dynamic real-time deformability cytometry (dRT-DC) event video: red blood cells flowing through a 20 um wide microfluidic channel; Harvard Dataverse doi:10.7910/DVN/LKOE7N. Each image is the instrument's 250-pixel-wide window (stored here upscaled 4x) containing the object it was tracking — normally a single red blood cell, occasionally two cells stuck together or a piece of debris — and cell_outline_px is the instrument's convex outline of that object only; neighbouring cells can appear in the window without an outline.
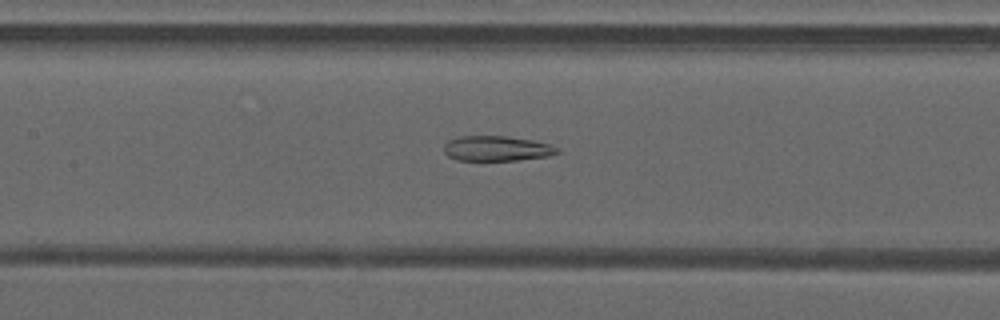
{"species": "common noctule bat (a hibernating species)", "species_latin": "Nyctalus noctula", "temperature_condition": "warm", "stored_images_in_passage": 42, "camera_frame_rate_fps": 3000, "um_per_image_px": 0.085, "animal": {"sex": "male", "forearm_length_mm": 52.5}, "frame": {"image": 1, "passage_image": 16, "time_ms": 5.0, "image_size_px": [1000, 320], "cell_outline_px": [[560, 152], [548, 156], [516, 160], [456, 160], [448, 156], [444, 152], [444, 144], [448, 140], [460, 136], [504, 136], [532, 140], [552, 144], [560, 148]], "centroid_in_image_um": [42.24, 12.62], "position_along_channel_um": 165.2, "area_um2": 16.65}}
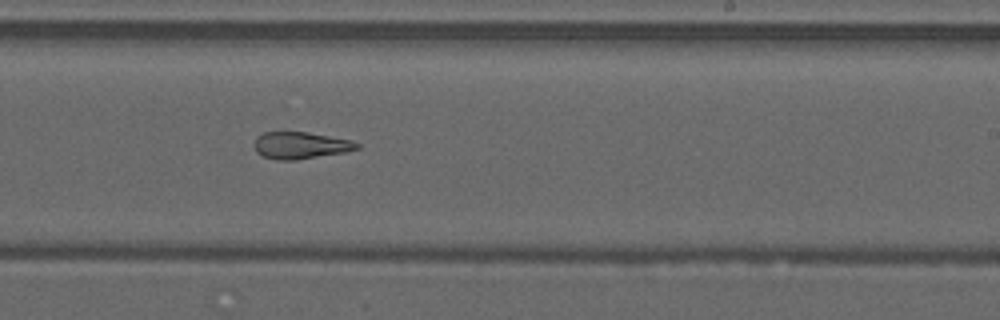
{"frame": {"image": 2, "passage_image": 23, "time_ms": 7.333, "image_size_px": [1000, 320], "cell_outline_px": [[360, 148], [344, 152], [296, 160], [276, 160], [264, 156], [256, 152], [252, 144], [256, 136], [264, 132], [308, 132], [352, 140], [360, 144]], "centroid_in_image_um": [25.51, 12.35], "position_along_channel_um": 263.5, "area_um2": 16.24}}
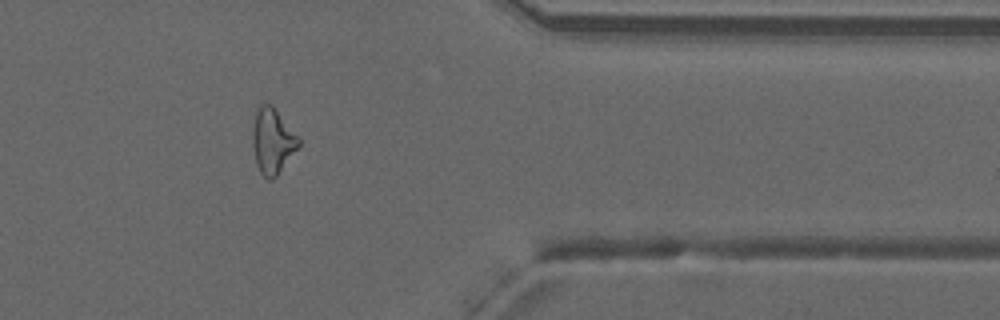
{"frame": {"image": 3, "passage_image": 33, "time_ms": 10.667, "image_size_px": [1000, 320], "cell_outline_px": [[300, 144], [276, 176], [272, 180], [268, 180], [260, 172], [256, 164], [252, 144], [252, 128], [256, 112], [260, 104], [272, 104], [300, 136]], "centroid_in_image_um": [23.16, 11.96], "position_along_channel_um": 388.2, "area_um2": 17.69}, "authors_computed_cell_mechanics": {"area_um2": 18.2359, "velocity_mm_per_s": 4.2269, "shape_relaxation_time_tau1_ms": null, "shape_relaxation_time_tau2_ms": 3.1109, "deformation_change_tau1": null, "deformation_change_tau2": 0.1319}}